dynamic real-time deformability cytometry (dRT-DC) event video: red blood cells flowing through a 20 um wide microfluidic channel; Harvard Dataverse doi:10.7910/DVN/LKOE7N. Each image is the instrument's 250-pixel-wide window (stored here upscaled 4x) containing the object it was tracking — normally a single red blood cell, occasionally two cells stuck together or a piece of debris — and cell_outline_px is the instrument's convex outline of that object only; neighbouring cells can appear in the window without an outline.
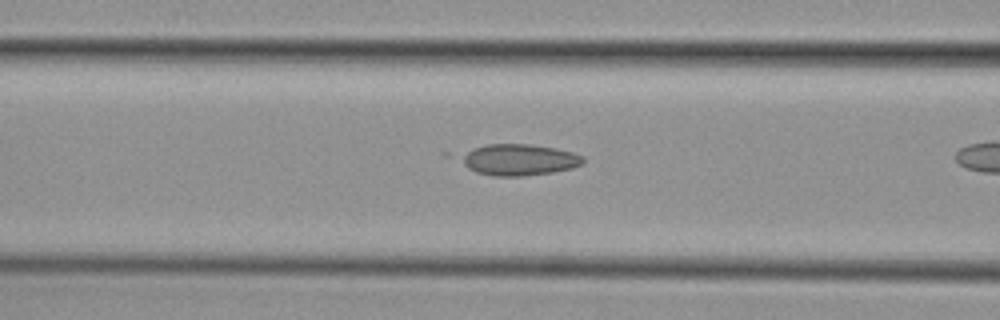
{"species": "common noctule bat (a hibernating species)", "species_latin": "Nyctalus noctula", "temperature_condition": "cold", "stored_images_in_passage": 8, "camera_frame_rate_fps": 3000, "um_per_image_px": 0.085, "animal": {"sex": "female", "body_mass_g": 29.2, "forearm_length_mm": 56.3}, "frame": {"image": 1, "passage_image": 6, "time_ms": 1.667, "image_size_px": [1000, 320], "cell_outline_px": [[584, 164], [572, 168], [552, 172], [524, 176], [492, 176], [476, 172], [468, 168], [456, 156], [476, 148], [488, 144], [532, 144], [556, 148], [572, 152], [584, 156]], "centroid_in_image_um": [44.12, 13.58], "position_along_channel_um": 122.5, "area_um2": 22.43}}